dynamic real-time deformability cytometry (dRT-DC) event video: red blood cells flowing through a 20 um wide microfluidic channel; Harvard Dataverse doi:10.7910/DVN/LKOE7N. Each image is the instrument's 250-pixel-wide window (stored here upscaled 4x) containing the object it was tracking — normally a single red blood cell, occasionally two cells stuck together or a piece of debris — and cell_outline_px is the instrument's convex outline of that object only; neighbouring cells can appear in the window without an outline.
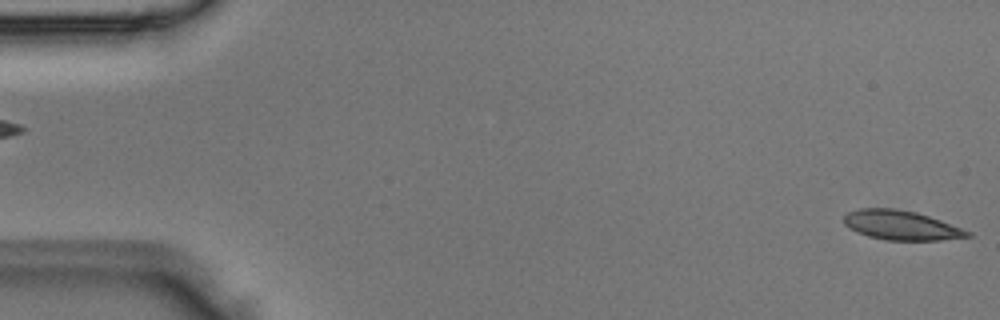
{"species": "Egyptian fruit bat (a non-hibernating species)", "species_latin": "Rousettus aegyptiacus", "temperature_condition": "room temperature", "stored_images_in_passage": 3, "segment_of_instrument_passage": [2, 2], "camera_frame_rate_fps": 3000, "um_per_image_px": 0.085, "animal": {"sex": "male"}, "frame": {"image": 1, "passage_image": 3, "time_ms": 0.667, "image_size_px": [1000, 320], "cell_outline_px": [[972, 236], [940, 240], [888, 240], [868, 236], [856, 232], [848, 228], [844, 224], [844, 216], [848, 212], [860, 208], [896, 208], [916, 212], [940, 220], [972, 232]], "centroid_in_image_um": [76.57, 19.14], "position_along_channel_um": 8.4, "area_um2": 21.15}}